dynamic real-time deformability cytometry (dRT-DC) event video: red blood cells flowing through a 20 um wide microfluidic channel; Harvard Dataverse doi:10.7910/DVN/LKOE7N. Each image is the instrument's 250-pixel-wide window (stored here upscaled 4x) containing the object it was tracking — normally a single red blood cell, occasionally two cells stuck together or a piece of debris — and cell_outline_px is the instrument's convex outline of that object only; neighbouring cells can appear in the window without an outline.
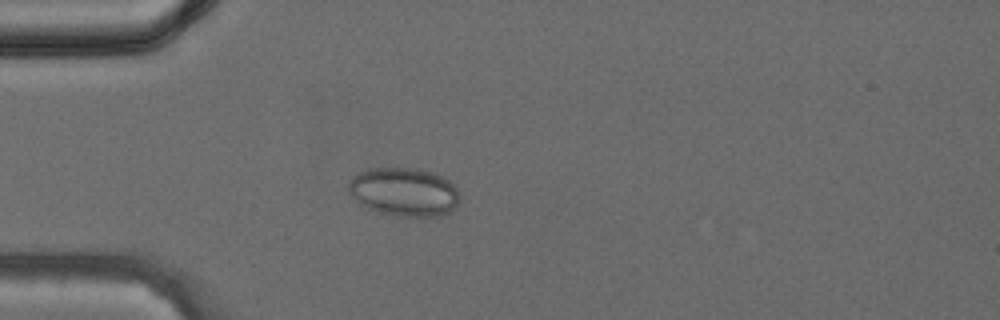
{"species": "common noctule bat (a hibernating species)", "species_latin": "Nyctalus noctula", "temperature_condition": "cold", "stored_images_in_passage": 41, "camera_frame_rate_fps": 3000, "um_per_image_px": 0.085, "animal": {"sex": "female", "body_mass_g": 24.6, "forearm_length_mm": 56.2}, "frame": {"image": 1, "passage_image": 12, "time_ms": 3.667, "image_size_px": [1000, 320], "cell_outline_px": [[460, 200], [452, 212], [440, 216], [396, 216], [380, 212], [368, 208], [360, 204], [348, 188], [348, 184], [360, 172], [372, 168], [416, 168], [432, 172], [448, 180], [456, 188], [460, 196]], "centroid_in_image_um": [34.4, 16.32], "position_along_channel_um": 50.6, "area_um2": 31.21}}
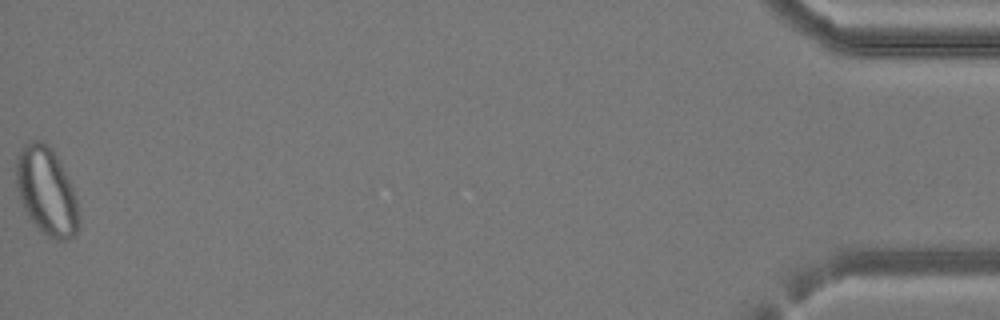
{"frame": {"image": 2, "passage_image": 41, "time_ms": 13.333, "image_size_px": [1000, 320], "cell_outline_px": [[80, 228], [76, 236], [68, 240], [56, 240], [48, 236], [28, 216], [20, 200], [16, 188], [16, 156], [20, 148], [24, 144], [32, 140], [44, 140], [52, 148], [72, 188], [76, 200], [80, 216]], "centroid_in_image_um": [3.95, 16.25], "position_along_channel_um": 431.2, "area_um2": 32.14}}